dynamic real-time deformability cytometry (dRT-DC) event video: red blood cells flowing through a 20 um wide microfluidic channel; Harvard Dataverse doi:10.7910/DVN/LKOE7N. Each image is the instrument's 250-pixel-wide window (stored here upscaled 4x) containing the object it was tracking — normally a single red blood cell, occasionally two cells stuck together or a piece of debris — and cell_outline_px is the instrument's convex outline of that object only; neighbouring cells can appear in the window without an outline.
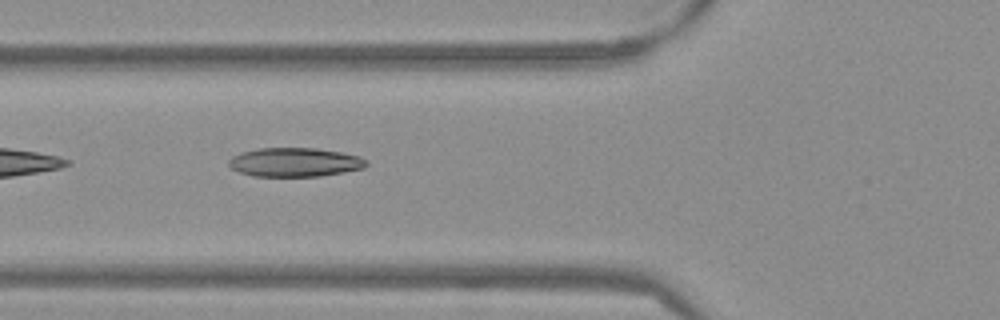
{"species": "Egyptian fruit bat (a non-hibernating species)", "species_latin": "Rousettus aegyptiacus", "temperature_condition": "warm", "stored_images_in_passage": 22, "camera_frame_rate_fps": 3000, "um_per_image_px": 0.085, "frame": {"image": 1, "passage_image": 4, "time_ms": 1.0, "image_size_px": [1000, 320], "cell_outline_px": [[368, 164], [364, 168], [344, 172], [320, 176], [252, 176], [240, 172], [232, 168], [228, 164], [228, 160], [232, 156], [240, 152], [260, 148], [316, 148], [340, 152], [360, 156], [368, 160]], "centroid_in_image_um": [25.07, 13.78], "position_along_channel_um": 100.7, "area_um2": 23.29}}
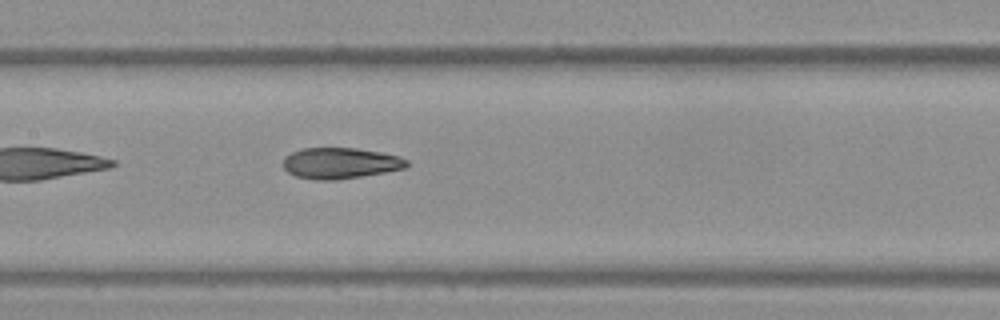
{"frame": {"image": 2, "passage_image": 10, "time_ms": 3.0, "image_size_px": [1000, 320], "cell_outline_px": [[408, 164], [404, 168], [384, 172], [336, 180], [316, 180], [296, 176], [288, 172], [284, 168], [284, 156], [292, 152], [304, 148], [356, 148], [380, 152], [400, 156], [408, 160]], "centroid_in_image_um": [28.92, 13.86], "position_along_channel_um": 178.5, "area_um2": 22.2}}
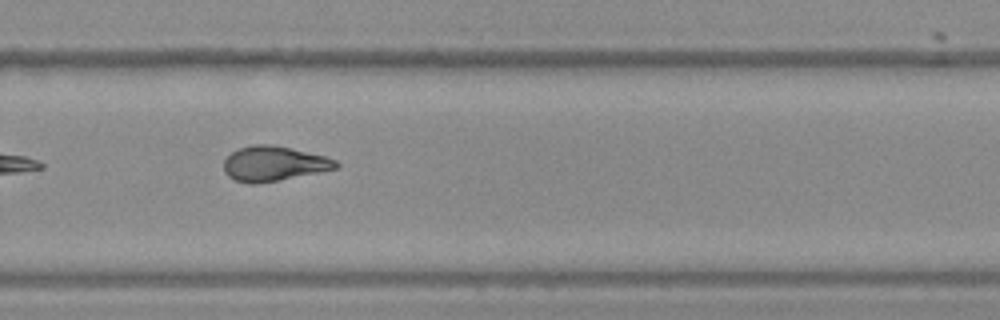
{"frame": {"image": 3, "passage_image": 20, "time_ms": 6.333, "image_size_px": [1000, 320], "cell_outline_px": [[340, 164], [336, 168], [320, 172], [256, 184], [248, 184], [236, 180], [228, 176], [224, 172], [224, 160], [232, 152], [240, 148], [252, 144], [272, 144], [324, 156], [336, 160]], "centroid_in_image_um": [23.25, 13.91], "position_along_channel_um": 306.6, "area_um2": 22.6}}